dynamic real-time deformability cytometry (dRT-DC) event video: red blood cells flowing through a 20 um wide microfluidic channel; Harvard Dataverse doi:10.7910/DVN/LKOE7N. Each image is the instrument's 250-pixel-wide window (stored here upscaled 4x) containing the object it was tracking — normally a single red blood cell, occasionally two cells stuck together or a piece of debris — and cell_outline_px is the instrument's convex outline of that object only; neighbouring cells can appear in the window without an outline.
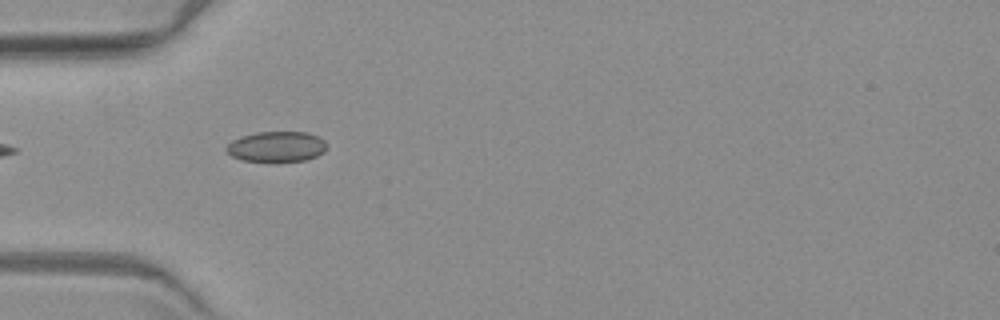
{"species": "common noctule bat (a hibernating species)", "species_latin": "Nyctalus noctula", "temperature_condition": "warm", "stored_images_in_passage": 6, "camera_frame_rate_fps": 3000, "um_per_image_px": 0.085, "animal": {"sex": "female", "body_mass_g": 19.3, "forearm_length_mm": 54.1}, "frame": {"image": 1, "passage_image": 5, "time_ms": 6.0, "image_size_px": [1000, 320], "cell_outline_px": [[324, 152], [316, 156], [304, 160], [240, 160], [232, 156], [224, 148], [232, 140], [240, 136], [256, 132], [308, 132], [324, 140]], "centroid_in_image_um": [23.46, 12.44], "position_along_channel_um": 61.5, "area_um2": 17.4}}
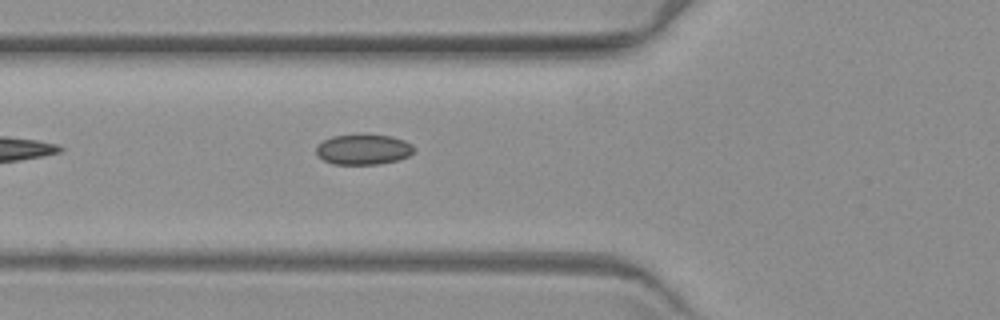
{"frame": {"image": 2, "passage_image": 6, "time_ms": 7.0, "image_size_px": [1000, 320], "cell_outline_px": [[416, 148], [408, 156], [396, 160], [380, 164], [332, 164], [324, 160], [316, 152], [316, 148], [324, 140], [332, 136], [392, 136], [404, 140], [412, 144]], "centroid_in_image_um": [30.91, 12.72], "position_along_channel_um": 94.9, "area_um2": 16.82}}